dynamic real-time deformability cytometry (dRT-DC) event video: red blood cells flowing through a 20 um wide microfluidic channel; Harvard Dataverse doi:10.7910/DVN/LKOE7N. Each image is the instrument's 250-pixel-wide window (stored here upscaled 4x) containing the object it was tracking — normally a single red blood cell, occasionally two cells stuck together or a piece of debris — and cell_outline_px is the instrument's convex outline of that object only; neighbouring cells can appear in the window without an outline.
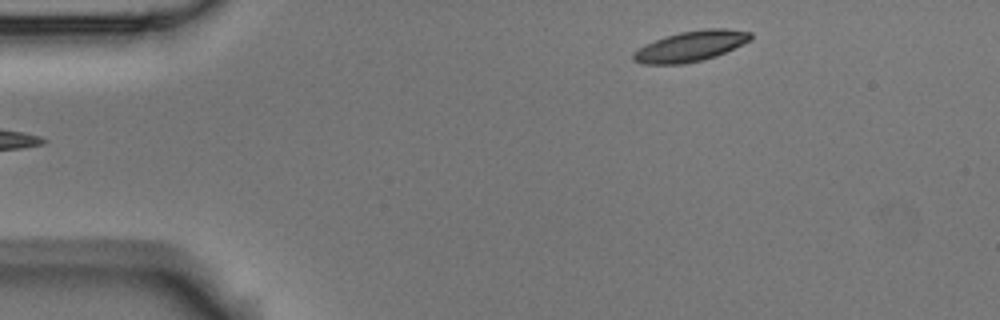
{"species": "Egyptian fruit bat (a non-hibernating species)", "species_latin": "Rousettus aegyptiacus", "temperature_condition": "room temperature", "stored_images_in_passage": 4, "segment_of_instrument_passage": [2, 2], "camera_frame_rate_fps": 3000, "um_per_image_px": 0.085, "animal": {"sex": "male"}, "frame": {"image": 1, "passage_image": 4, "time_ms": 1.0, "image_size_px": [1000, 320], "cell_outline_px": [[752, 40], [716, 56], [684, 64], [644, 64], [632, 60], [632, 52], [644, 44], [664, 36], [680, 32], [704, 28], [724, 28], [752, 32]], "centroid_in_image_um": [58.69, 3.91], "position_along_channel_um": 26.3, "area_um2": 21.04}}